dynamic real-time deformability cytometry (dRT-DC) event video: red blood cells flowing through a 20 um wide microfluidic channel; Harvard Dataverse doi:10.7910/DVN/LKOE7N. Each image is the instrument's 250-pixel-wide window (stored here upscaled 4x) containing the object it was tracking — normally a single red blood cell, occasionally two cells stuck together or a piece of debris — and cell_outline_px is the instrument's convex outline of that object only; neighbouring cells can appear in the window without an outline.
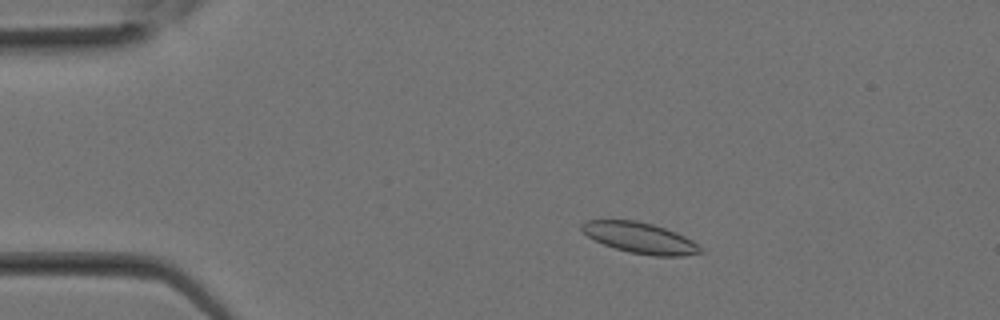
{"species": "Egyptian fruit bat (a non-hibernating species)", "species_latin": "Rousettus aegyptiacus", "temperature_condition": "room temperature", "stored_images_in_passage": 8, "camera_frame_rate_fps": 3000, "um_per_image_px": 0.085, "animal": {"sex": "female"}, "frame": {"image": 1, "passage_image": 4, "time_ms": 1.0, "image_size_px": [1000, 320], "cell_outline_px": [[704, 252], [680, 256], [652, 256], [628, 252], [604, 244], [588, 236], [580, 228], [580, 224], [588, 220], [636, 220], [652, 224], [676, 232], [692, 240], [704, 248]], "centroid_in_image_um": [54.43, 20.22], "position_along_channel_um": 30.6, "area_um2": 21.27}}